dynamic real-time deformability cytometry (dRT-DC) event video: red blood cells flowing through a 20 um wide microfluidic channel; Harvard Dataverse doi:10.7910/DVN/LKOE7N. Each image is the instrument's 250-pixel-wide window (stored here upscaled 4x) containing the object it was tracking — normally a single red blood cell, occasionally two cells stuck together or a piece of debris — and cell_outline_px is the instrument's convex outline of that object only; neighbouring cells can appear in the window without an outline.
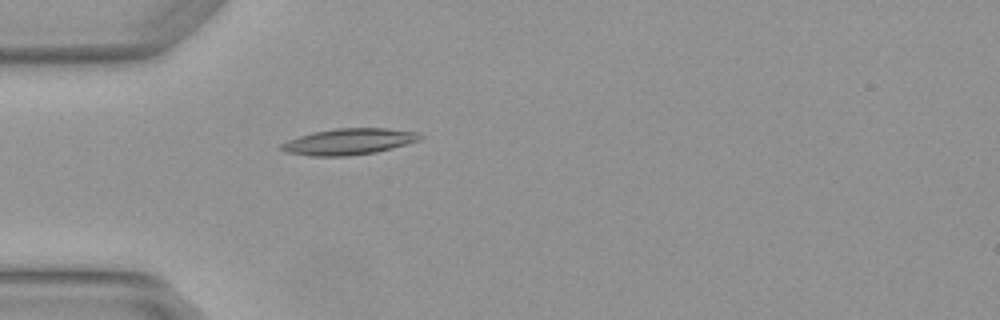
{"species": "Egyptian fruit bat (a non-hibernating species)", "species_latin": "Rousettus aegyptiacus", "temperature_condition": "warm", "stored_images_in_passage": 1, "camera_frame_rate_fps": 3000, "um_per_image_px": 0.085, "animal": {"sex": "female"}, "frame": {"image": 1, "passage_image": 1, "time_ms": 0.0, "image_size_px": [1000, 320], "cell_outline_px": [[424, 136], [420, 140], [392, 148], [376, 152], [348, 156], [312, 156], [284, 152], [280, 148], [280, 144], [288, 140], [312, 132], [336, 128], [388, 128], [416, 132]], "centroid_in_image_um": [29.64, 12.03], "position_along_channel_um": 55.4, "area_um2": 21.21}}